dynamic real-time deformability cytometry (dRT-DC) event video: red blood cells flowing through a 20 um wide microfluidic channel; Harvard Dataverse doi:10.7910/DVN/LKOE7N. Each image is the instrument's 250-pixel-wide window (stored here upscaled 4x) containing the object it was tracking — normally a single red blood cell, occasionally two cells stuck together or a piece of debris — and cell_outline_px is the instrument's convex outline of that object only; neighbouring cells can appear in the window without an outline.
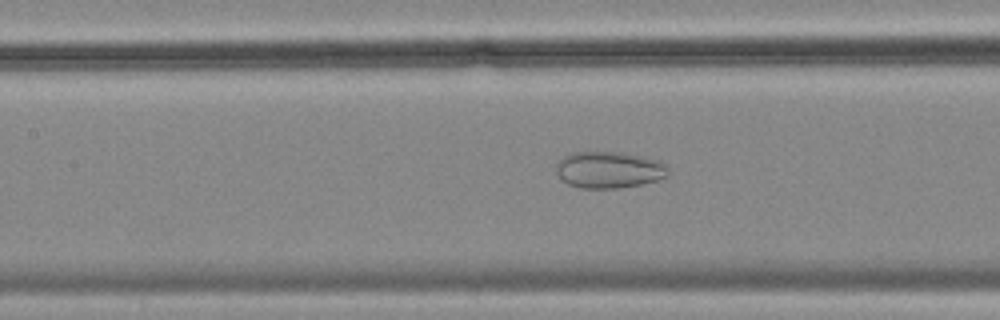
{"species": "common noctule bat (a hibernating species)", "species_latin": "Nyctalus noctula", "temperature_condition": "cold", "stored_images_in_passage": 56, "camera_frame_rate_fps": 3000, "um_per_image_px": 0.085, "animal": {"sex": "female", "body_mass_g": 18.4}, "frame": {"image": 1, "passage_image": 25, "time_ms": 8.0, "image_size_px": [1000, 320], "cell_outline_px": [[668, 176], [656, 180], [640, 184], [620, 188], [580, 188], [568, 184], [560, 180], [556, 172], [556, 164], [564, 156], [572, 152], [620, 152], [660, 160], [668, 168]], "centroid_in_image_um": [51.74, 14.43], "position_along_channel_um": 155.7, "area_um2": 23.99}}